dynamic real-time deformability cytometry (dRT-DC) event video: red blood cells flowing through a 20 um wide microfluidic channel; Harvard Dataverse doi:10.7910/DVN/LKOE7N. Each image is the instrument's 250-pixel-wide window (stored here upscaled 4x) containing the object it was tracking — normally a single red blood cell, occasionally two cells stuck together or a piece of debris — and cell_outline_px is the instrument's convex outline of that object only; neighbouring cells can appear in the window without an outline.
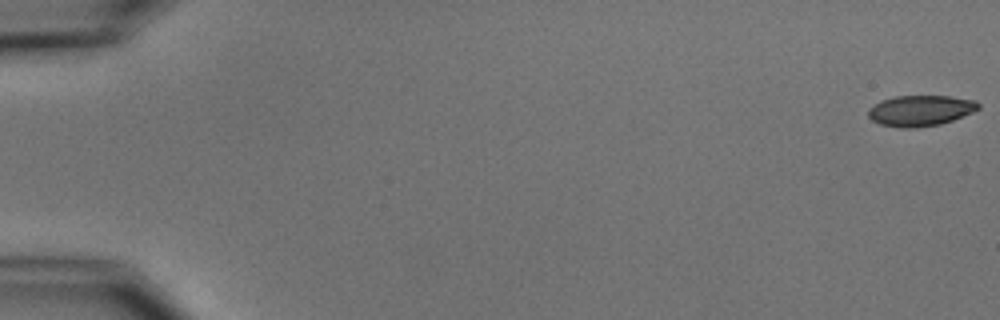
{"species": "common noctule bat (a hibernating species)", "species_latin": "Nyctalus noctula", "temperature_condition": "cold", "stored_images_in_passage": 2, "camera_frame_rate_fps": 3000, "um_per_image_px": 0.085, "animal": {"sex": "male", "body_mass_g": 15.6}, "frame": {"image": 1, "passage_image": 1, "time_ms": 0.0, "image_size_px": [1000, 320], "cell_outline_px": [[980, 108], [972, 112], [952, 120], [940, 124], [912, 128], [900, 128], [880, 124], [872, 120], [868, 116], [868, 108], [880, 100], [896, 96], [948, 96], [976, 100], [980, 104]], "centroid_in_image_um": [78.21, 9.4], "position_along_channel_um": 6.8, "area_um2": 19.77}}